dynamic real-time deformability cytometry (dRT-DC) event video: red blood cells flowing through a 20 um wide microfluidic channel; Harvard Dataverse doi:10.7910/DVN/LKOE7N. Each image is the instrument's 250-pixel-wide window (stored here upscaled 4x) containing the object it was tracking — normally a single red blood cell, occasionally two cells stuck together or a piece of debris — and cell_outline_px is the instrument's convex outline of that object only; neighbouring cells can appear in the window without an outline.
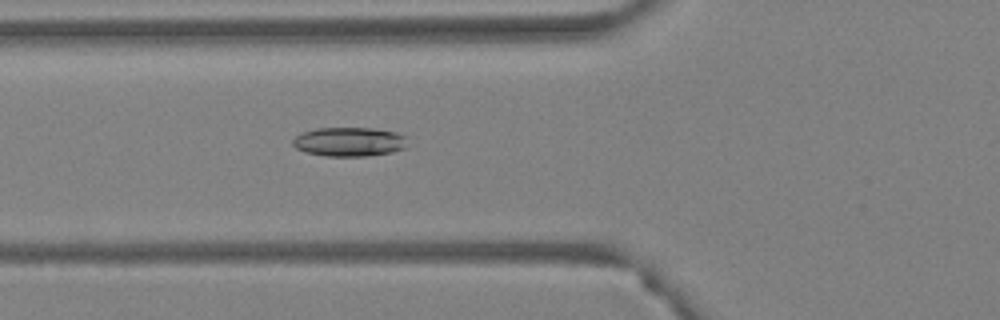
{"species": "Egyptian fruit bat (a non-hibernating species)", "species_latin": "Rousettus aegyptiacus", "temperature_condition": "warm", "stored_images_in_passage": 53, "camera_frame_rate_fps": 3000, "um_per_image_px": 0.085, "animal": {"sex": "female"}, "frame": {"image": 1, "passage_image": 19, "time_ms": 6.0, "image_size_px": [1000, 320], "cell_outline_px": [[408, 136], [404, 148], [392, 152], [364, 156], [324, 156], [304, 152], [296, 148], [292, 144], [292, 140], [300, 132], [316, 128], [372, 128], [396, 132]], "centroid_in_image_um": [29.66, 12.04], "position_along_channel_um": 96.1, "area_um2": 19.65}}
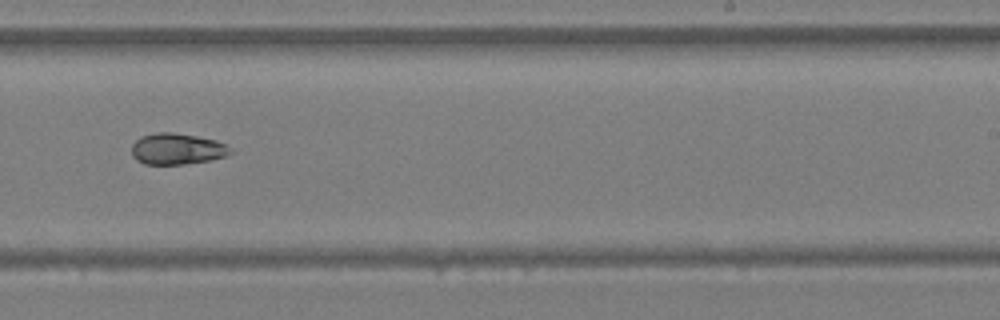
{"frame": {"image": 2, "passage_image": 33, "time_ms": 10.667, "image_size_px": [1000, 320], "cell_outline_px": [[232, 152], [224, 156], [212, 160], [184, 164], [144, 164], [136, 160], [132, 156], [132, 144], [140, 136], [156, 132], [172, 132], [196, 136], [216, 140], [232, 148]], "centroid_in_image_um": [15.03, 12.65], "position_along_channel_um": 274.0, "area_um2": 18.03}}
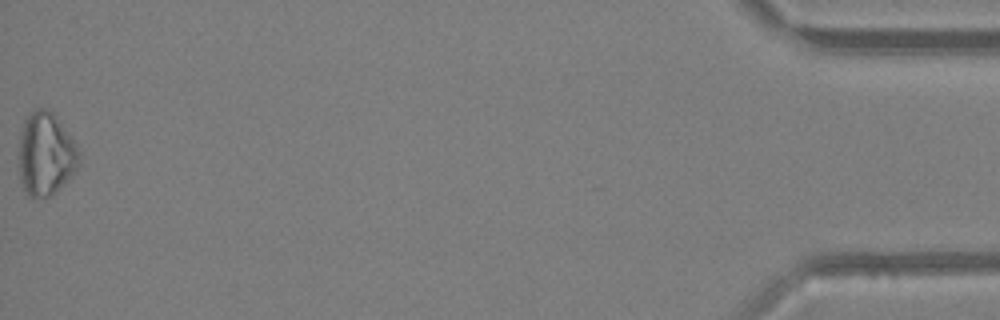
{"frame": {"image": 3, "passage_image": 53, "time_ms": 17.333, "image_size_px": [1000, 320], "cell_outline_px": [[80, 164], [72, 176], [48, 196], [28, 196], [20, 180], [20, 132], [24, 120], [28, 112], [32, 108], [48, 108], [52, 112], [72, 136], [80, 152]], "centroid_in_image_um": [3.91, 13.03], "position_along_channel_um": 431.3, "area_um2": 29.19}, "authors_computed_cell_mechanics": {"area_um2": 20.3456, "velocity_mm_per_s": 3.8205, "shape_relaxation_time_tau1_ms": null, "shape_relaxation_time_tau2_ms": 4.6455, "deformation_change_tau1": null, "deformation_change_tau2": 0.0785}}